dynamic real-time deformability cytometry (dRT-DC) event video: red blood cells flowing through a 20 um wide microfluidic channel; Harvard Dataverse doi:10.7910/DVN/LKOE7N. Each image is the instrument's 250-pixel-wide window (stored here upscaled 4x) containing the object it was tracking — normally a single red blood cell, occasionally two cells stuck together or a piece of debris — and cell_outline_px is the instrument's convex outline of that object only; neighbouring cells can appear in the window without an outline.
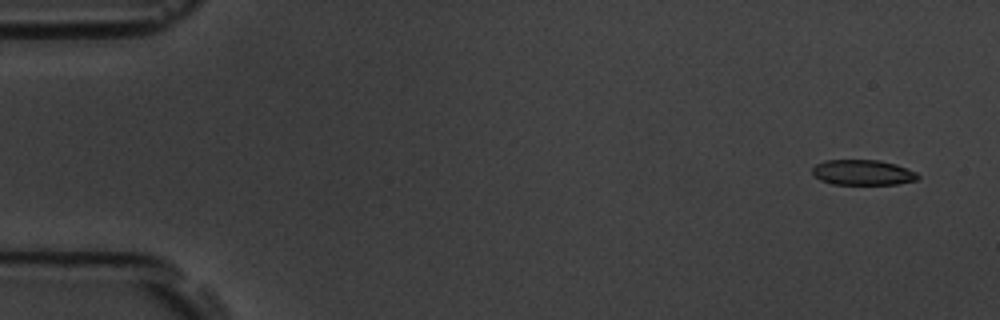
{"species": "common noctule bat (a hibernating species)", "species_latin": "Nyctalus noctula", "temperature_condition": "room temperature", "stored_images_in_passage": 6, "camera_frame_rate_fps": 3000, "um_per_image_px": 0.085, "animal": {"sex": "male", "body_mass_g": 19.5, "forearm_length_mm": 54.6}, "frame": {"image": 1, "passage_image": 1, "time_ms": 0.0, "image_size_px": [1000, 320], "cell_outline_px": [[920, 176], [916, 180], [896, 184], [832, 184], [820, 180], [812, 172], [812, 168], [816, 164], [824, 160], [880, 160], [896, 164], [916, 172]], "centroid_in_image_um": [73.33, 14.65], "position_along_channel_um": 11.7, "area_um2": 15.55}}
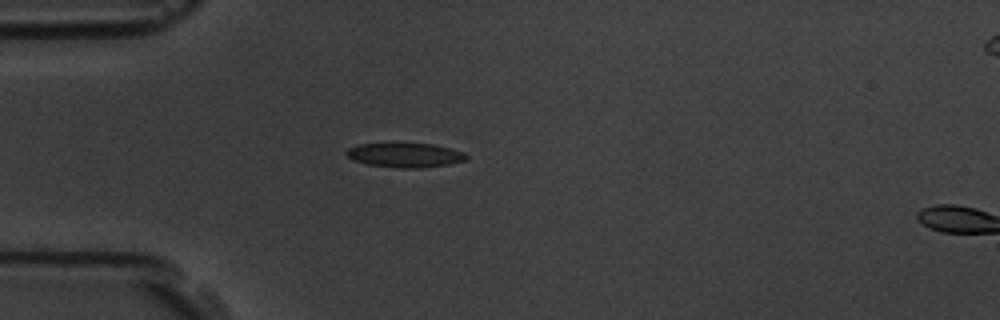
{"frame": {"image": 2, "passage_image": 5, "time_ms": 4.333, "image_size_px": [1000, 320], "cell_outline_px": [[468, 156], [464, 160], [448, 164], [416, 168], [400, 168], [368, 164], [352, 160], [344, 152], [348, 148], [356, 144], [432, 144], [464, 152]], "centroid_in_image_um": [34.38, 13.18], "position_along_channel_um": 50.6, "area_um2": 16.7}}